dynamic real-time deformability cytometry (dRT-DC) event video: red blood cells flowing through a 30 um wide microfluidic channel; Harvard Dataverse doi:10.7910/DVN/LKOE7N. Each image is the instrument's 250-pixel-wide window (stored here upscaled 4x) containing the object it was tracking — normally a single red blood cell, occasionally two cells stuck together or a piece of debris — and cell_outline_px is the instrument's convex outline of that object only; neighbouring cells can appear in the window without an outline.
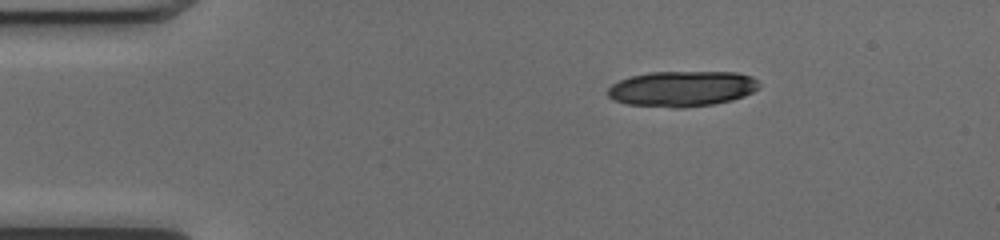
{"species": "common noctule bat (a hibernating species)", "species_latin": "Nyctalus noctula", "temperature_condition": "cold", "stored_images_in_passage": 10, "camera_frame_rate_fps": 3000, "um_per_image_px": 0.085, "animal": {"sex": "female", "body_mass_g": 17.0, "forearm_length_mm": 48.0}, "frame": {"image": 1, "passage_image": 1, "time_ms": 0.0, "image_size_px": [1000, 240], "cell_outline_px": [[760, 88], [744, 96], [732, 100], [712, 104], [684, 108], [672, 108], [628, 104], [612, 100], [608, 96], [608, 88], [612, 84], [620, 80], [632, 76], [648, 72], [736, 72], [752, 76], [760, 84]], "centroid_in_image_um": [57.98, 7.54], "position_along_channel_um": 27.0, "area_um2": 31.5}}